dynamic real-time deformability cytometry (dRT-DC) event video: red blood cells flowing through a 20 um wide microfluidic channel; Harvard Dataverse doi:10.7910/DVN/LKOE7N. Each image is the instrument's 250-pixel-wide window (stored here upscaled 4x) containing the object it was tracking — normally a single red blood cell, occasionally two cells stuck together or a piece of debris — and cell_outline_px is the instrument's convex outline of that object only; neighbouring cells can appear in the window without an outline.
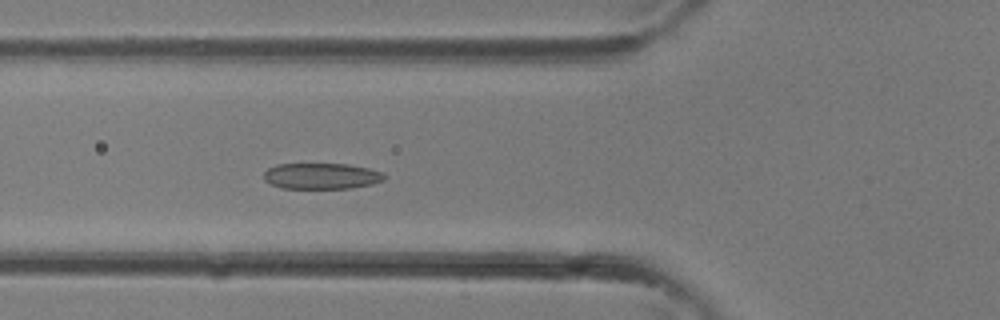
{"species": "common noctule bat (a hibernating species)", "species_latin": "Nyctalus noctula", "temperature_condition": "room temperature", "stored_images_in_passage": 36, "camera_frame_rate_fps": 3000, "um_per_image_px": 0.085, "animal": {"sex": "female"}, "frame": {"image": 1, "passage_image": 13, "time_ms": 4.0, "image_size_px": [1000, 320], "cell_outline_px": [[388, 176], [384, 180], [372, 184], [352, 188], [280, 188], [264, 180], [264, 172], [268, 168], [276, 164], [348, 164], [368, 168], [384, 172]], "centroid_in_image_um": [27.36, 14.96], "position_along_channel_um": 98.4, "area_um2": 18.38}}
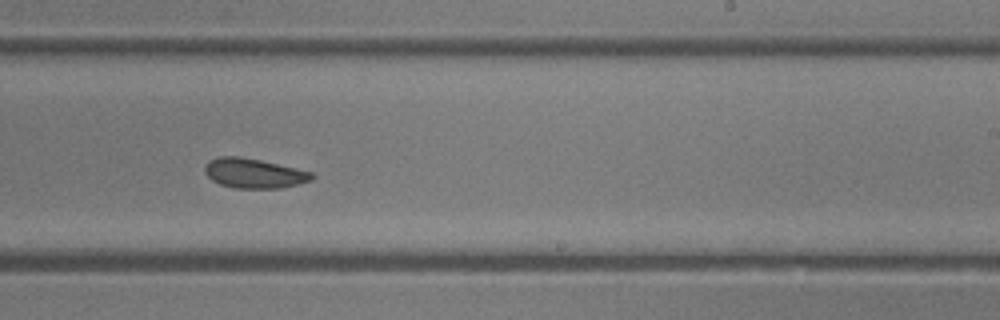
{"frame": {"image": 2, "passage_image": 22, "time_ms": 7.0, "image_size_px": [1000, 320], "cell_outline_px": [[316, 176], [312, 180], [280, 188], [236, 188], [220, 184], [212, 180], [204, 172], [204, 164], [208, 160], [220, 156], [240, 156], [260, 160], [296, 168], [312, 172]], "centroid_in_image_um": [21.56, 14.72], "position_along_channel_um": 267.4, "area_um2": 18.55}}
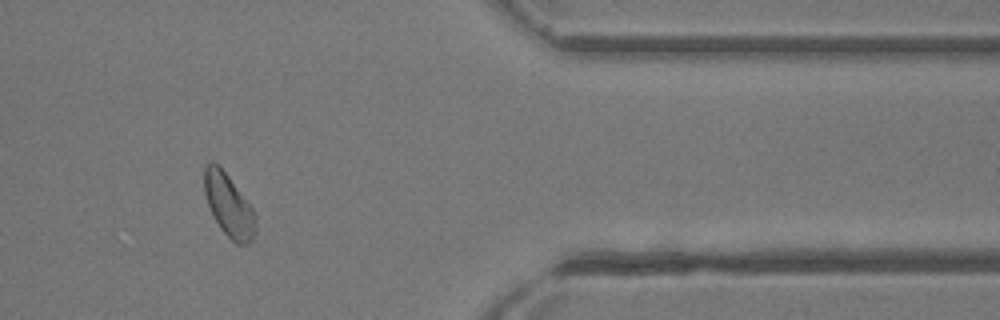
{"frame": {"image": 3, "passage_image": 30, "time_ms": 9.667, "image_size_px": [1000, 320], "cell_outline_px": [[256, 232], [252, 240], [248, 244], [236, 244], [220, 228], [208, 204], [204, 192], [204, 168], [212, 160], [228, 176], [252, 208], [256, 216]], "centroid_in_image_um": [19.46, 17.48], "position_along_channel_um": 391.9, "area_um2": 18.38}}